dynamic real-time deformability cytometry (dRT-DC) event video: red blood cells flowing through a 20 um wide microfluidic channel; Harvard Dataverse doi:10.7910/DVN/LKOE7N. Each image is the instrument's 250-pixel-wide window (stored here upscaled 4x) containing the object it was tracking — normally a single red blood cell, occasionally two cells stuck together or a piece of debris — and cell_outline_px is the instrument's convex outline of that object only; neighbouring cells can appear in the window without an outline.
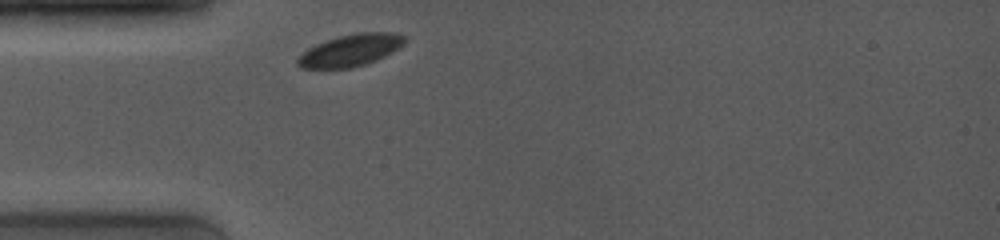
{"species": "common noctule bat (a hibernating species)", "species_latin": "Nyctalus noctula", "temperature_condition": "room temperature", "stored_images_in_passage": 23, "camera_frame_rate_fps": 4000, "um_per_image_px": 0.085, "animal": {"sex": "female", "body_mass_g": 19.0, "forearm_length_mm": 53.3}, "frame": {"image": 1, "passage_image": 1, "time_ms": 0.0, "image_size_px": [1000, 240], "cell_outline_px": [[404, 44], [392, 52], [376, 60], [352, 68], [300, 68], [296, 64], [296, 60], [308, 48], [316, 44], [340, 36], [356, 32], [392, 32], [404, 36]], "centroid_in_image_um": [29.78, 4.28], "position_along_channel_um": 55.2, "area_um2": 19.71}}
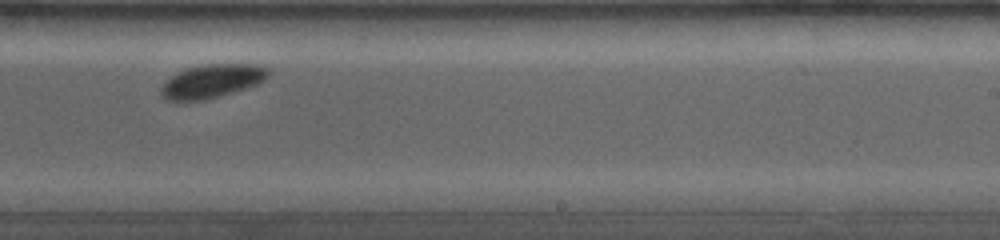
{"frame": {"image": 2, "passage_image": 14, "time_ms": 5.75, "image_size_px": [1000, 240], "cell_outline_px": [[272, 72], [264, 80], [256, 84], [244, 88], [204, 100], [164, 100], [160, 96], [160, 88], [172, 76], [188, 68], [204, 64], [256, 64], [272, 68]], "centroid_in_image_um": [18.05, 6.88], "position_along_channel_um": 270.9, "area_um2": 20.75}}
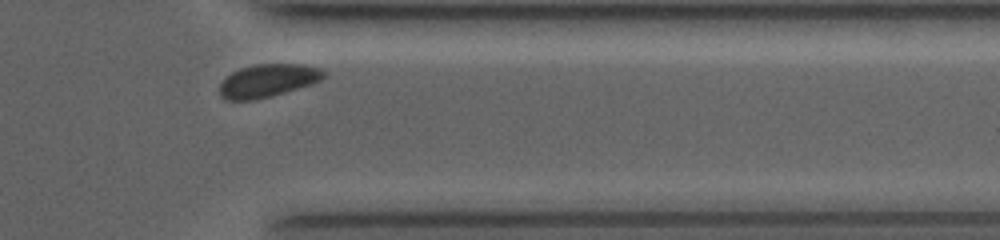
{"frame": {"image": 3, "passage_image": 21, "time_ms": 8.75, "image_size_px": [1000, 240], "cell_outline_px": [[324, 76], [320, 80], [312, 84], [272, 96], [256, 100], [224, 100], [220, 96], [220, 84], [232, 72], [240, 68], [256, 64], [304, 64], [320, 68], [324, 72]], "centroid_in_image_um": [22.76, 6.86], "position_along_channel_um": 388.6, "area_um2": 20.0}}